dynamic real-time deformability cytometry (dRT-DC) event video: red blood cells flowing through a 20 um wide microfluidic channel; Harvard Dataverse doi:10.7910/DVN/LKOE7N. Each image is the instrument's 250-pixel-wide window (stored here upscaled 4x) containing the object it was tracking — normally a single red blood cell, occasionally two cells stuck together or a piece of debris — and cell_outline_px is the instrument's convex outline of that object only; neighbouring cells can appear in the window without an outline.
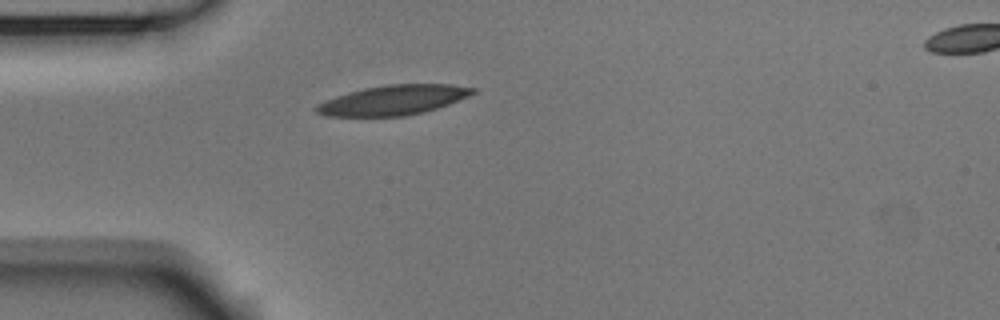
{"species": "Egyptian fruit bat (a non-hibernating species)", "species_latin": "Rousettus aegyptiacus", "temperature_condition": "room temperature", "stored_images_in_passage": 40, "camera_frame_rate_fps": 3000, "um_per_image_px": 0.085, "animal": {"sex": "male"}, "frame": {"image": 1, "passage_image": 1, "time_ms": 0.0, "image_size_px": [1000, 320], "cell_outline_px": [[476, 92], [448, 104], [424, 112], [404, 116], [324, 116], [316, 112], [312, 108], [336, 96], [348, 92], [364, 88], [388, 84], [452, 84], [476, 88]], "centroid_in_image_um": [33.42, 8.5], "position_along_channel_um": 51.6, "area_um2": 26.93}}
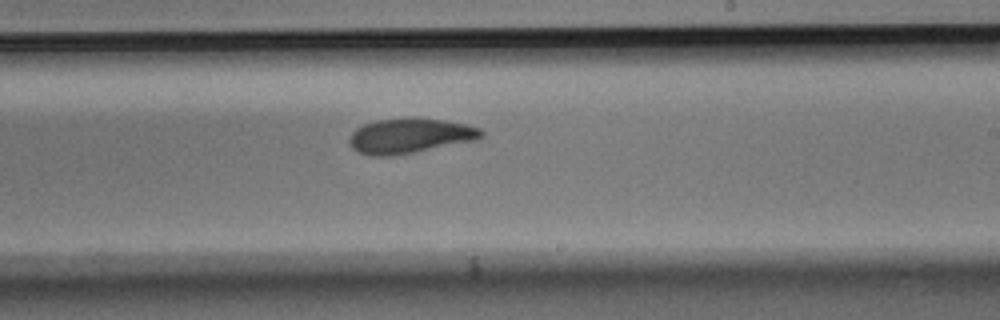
{"frame": {"image": 2, "passage_image": 18, "time_ms": 5.667, "image_size_px": [1000, 320], "cell_outline_px": [[484, 136], [476, 140], [392, 156], [368, 156], [356, 152], [348, 144], [348, 140], [352, 132], [356, 128], [364, 124], [376, 120], [412, 116], [444, 120], [464, 124], [480, 128], [484, 132]], "centroid_in_image_um": [34.79, 11.53], "position_along_channel_um": 254.2, "area_um2": 27.28}}
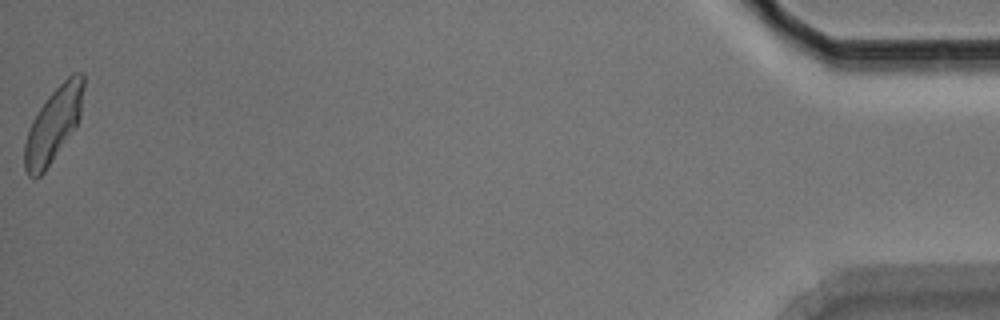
{"frame": {"image": 3, "passage_image": 40, "time_ms": 13.0, "image_size_px": [1000, 320], "cell_outline_px": [[84, 88], [80, 116], [76, 124], [44, 172], [40, 176], [32, 180], [28, 176], [24, 168], [24, 144], [32, 120], [48, 96], [72, 72], [84, 72]], "centroid_in_image_um": [4.53, 10.58], "position_along_channel_um": 430.7, "area_um2": 25.14}, "authors_computed_cell_mechanics": {"area_um2": 26.3857, "velocity_mm_per_s": 3.7268, "shape_relaxation_time_tau1_ms": 4.0348, "shape_relaxation_time_tau2_ms": 2.6799, "deformation_change_tau1": 0.1497, "deformation_change_tau2": 0.0924}}